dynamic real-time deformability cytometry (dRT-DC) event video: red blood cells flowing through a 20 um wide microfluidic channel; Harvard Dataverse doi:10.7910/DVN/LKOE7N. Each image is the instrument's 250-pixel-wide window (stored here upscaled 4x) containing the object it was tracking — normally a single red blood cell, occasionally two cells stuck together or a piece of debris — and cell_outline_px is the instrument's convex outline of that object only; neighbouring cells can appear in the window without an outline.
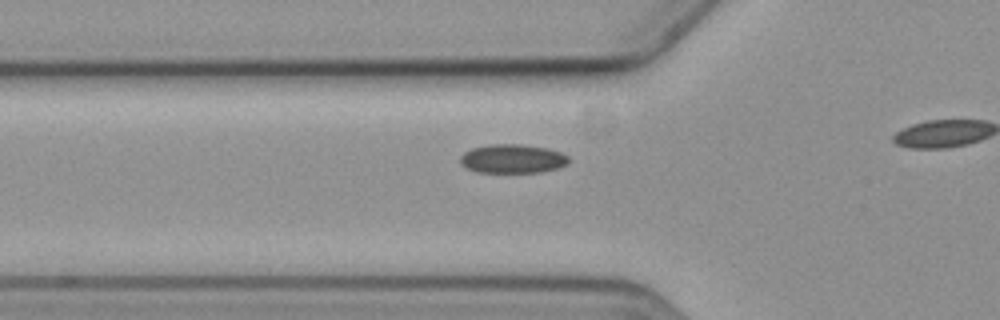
{"species": "common noctule bat (a hibernating species)", "species_latin": "Nyctalus noctula", "temperature_condition": "cold", "stored_images_in_passage": 3, "segment_of_instrument_passage": [1, 2], "camera_frame_rate_fps": 3000, "um_per_image_px": 0.085, "animal": {"sex": "female", "body_mass_g": 19.3, "forearm_length_mm": 54.1}, "frame": {"image": 1, "passage_image": 2, "time_ms": 2.0, "image_size_px": [1000, 320], "cell_outline_px": [[572, 160], [568, 164], [560, 168], [540, 172], [476, 172], [460, 164], [460, 156], [464, 152], [472, 148], [492, 144], [520, 144], [548, 148], [560, 152], [568, 156]], "centroid_in_image_um": [43.6, 13.49], "position_along_channel_um": 82.2, "area_um2": 18.44}}